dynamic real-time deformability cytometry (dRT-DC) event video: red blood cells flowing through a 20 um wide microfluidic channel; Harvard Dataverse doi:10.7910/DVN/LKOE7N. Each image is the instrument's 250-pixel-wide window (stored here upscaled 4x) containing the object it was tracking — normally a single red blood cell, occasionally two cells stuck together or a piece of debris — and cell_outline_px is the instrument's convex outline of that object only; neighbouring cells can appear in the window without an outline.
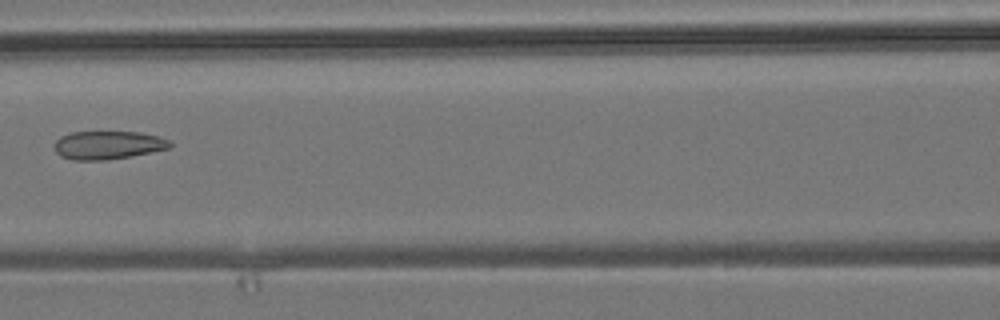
{"species": "common noctule bat (a hibernating species)", "species_latin": "Nyctalus noctula", "temperature_condition": "room temperature", "stored_images_in_passage": 4, "camera_frame_rate_fps": 3000, "um_per_image_px": 0.085, "animal": {"sex": "male", "body_mass_g": 19.2, "forearm_length_mm": 51.8}, "frame": {"image": 1, "passage_image": 4, "time_ms": 3.333, "image_size_px": [1000, 320], "cell_outline_px": [[172, 144], [168, 148], [132, 156], [108, 160], [72, 160], [60, 156], [56, 152], [52, 144], [60, 136], [72, 132], [140, 132], [160, 136], [172, 140]], "centroid_in_image_um": [9.16, 12.33], "position_along_channel_um": 157.4, "area_um2": 19.31}}